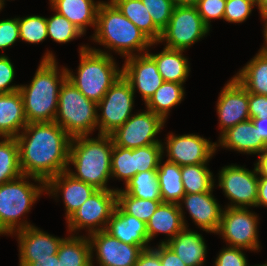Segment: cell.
Returning <instances> with one entry per match:
<instances>
[{"instance_id":"cell-1","label":"cell","mask_w":267,"mask_h":266,"mask_svg":"<svg viewBox=\"0 0 267 266\" xmlns=\"http://www.w3.org/2000/svg\"><path fill=\"white\" fill-rule=\"evenodd\" d=\"M16 139L23 175L47 182L67 171L71 137L55 121L27 123Z\"/></svg>"},{"instance_id":"cell-2","label":"cell","mask_w":267,"mask_h":266,"mask_svg":"<svg viewBox=\"0 0 267 266\" xmlns=\"http://www.w3.org/2000/svg\"><path fill=\"white\" fill-rule=\"evenodd\" d=\"M41 60L30 85L19 88L27 123L55 120L60 88L67 79V68L60 74L52 53L47 52Z\"/></svg>"},{"instance_id":"cell-3","label":"cell","mask_w":267,"mask_h":266,"mask_svg":"<svg viewBox=\"0 0 267 266\" xmlns=\"http://www.w3.org/2000/svg\"><path fill=\"white\" fill-rule=\"evenodd\" d=\"M78 136L71 138L68 163L76 172L67 171L75 179L94 186L97 190H113L106 185L111 177V154L113 139L110 135L98 134V138Z\"/></svg>"},{"instance_id":"cell-4","label":"cell","mask_w":267,"mask_h":266,"mask_svg":"<svg viewBox=\"0 0 267 266\" xmlns=\"http://www.w3.org/2000/svg\"><path fill=\"white\" fill-rule=\"evenodd\" d=\"M93 40L106 48L124 57L133 56V51H147V47L153 46L152 42L129 19H127L117 7L109 1L101 2L96 19V27Z\"/></svg>"},{"instance_id":"cell-5","label":"cell","mask_w":267,"mask_h":266,"mask_svg":"<svg viewBox=\"0 0 267 266\" xmlns=\"http://www.w3.org/2000/svg\"><path fill=\"white\" fill-rule=\"evenodd\" d=\"M80 64L77 76L66 70L67 79L82 92L86 98L100 102L111 86L122 75L110 54L99 49L81 46Z\"/></svg>"},{"instance_id":"cell-6","label":"cell","mask_w":267,"mask_h":266,"mask_svg":"<svg viewBox=\"0 0 267 266\" xmlns=\"http://www.w3.org/2000/svg\"><path fill=\"white\" fill-rule=\"evenodd\" d=\"M28 177L35 180V182H39L40 186L30 184L29 181H26ZM45 190L46 182L27 175H22L18 179L1 184L0 234H13L23 228L32 226L27 221L22 222L19 219L24 213L30 211L32 204L35 203Z\"/></svg>"},{"instance_id":"cell-7","label":"cell","mask_w":267,"mask_h":266,"mask_svg":"<svg viewBox=\"0 0 267 266\" xmlns=\"http://www.w3.org/2000/svg\"><path fill=\"white\" fill-rule=\"evenodd\" d=\"M97 103L85 97L76 86L66 79L59 92L55 122L71 137L87 136L97 122Z\"/></svg>"},{"instance_id":"cell-8","label":"cell","mask_w":267,"mask_h":266,"mask_svg":"<svg viewBox=\"0 0 267 266\" xmlns=\"http://www.w3.org/2000/svg\"><path fill=\"white\" fill-rule=\"evenodd\" d=\"M209 28L204 24L196 6H175L158 42L166 41L167 48L182 50L203 38Z\"/></svg>"},{"instance_id":"cell-9","label":"cell","mask_w":267,"mask_h":266,"mask_svg":"<svg viewBox=\"0 0 267 266\" xmlns=\"http://www.w3.org/2000/svg\"><path fill=\"white\" fill-rule=\"evenodd\" d=\"M134 94L130 83L121 75L97 103L102 111L97 115L99 134L110 135L133 115Z\"/></svg>"},{"instance_id":"cell-10","label":"cell","mask_w":267,"mask_h":266,"mask_svg":"<svg viewBox=\"0 0 267 266\" xmlns=\"http://www.w3.org/2000/svg\"><path fill=\"white\" fill-rule=\"evenodd\" d=\"M257 215L248 208L227 207L222 211L217 234L229 243L230 247L258 250Z\"/></svg>"},{"instance_id":"cell-11","label":"cell","mask_w":267,"mask_h":266,"mask_svg":"<svg viewBox=\"0 0 267 266\" xmlns=\"http://www.w3.org/2000/svg\"><path fill=\"white\" fill-rule=\"evenodd\" d=\"M116 204V189L96 190L67 220L69 232L86 227L90 235L105 230Z\"/></svg>"},{"instance_id":"cell-12","label":"cell","mask_w":267,"mask_h":266,"mask_svg":"<svg viewBox=\"0 0 267 266\" xmlns=\"http://www.w3.org/2000/svg\"><path fill=\"white\" fill-rule=\"evenodd\" d=\"M164 121L151 110L132 115L122 126L110 134L115 146L139 148L151 144H162L155 136L163 128Z\"/></svg>"},{"instance_id":"cell-13","label":"cell","mask_w":267,"mask_h":266,"mask_svg":"<svg viewBox=\"0 0 267 266\" xmlns=\"http://www.w3.org/2000/svg\"><path fill=\"white\" fill-rule=\"evenodd\" d=\"M219 187L233 203L228 207H256L258 197V174L236 165L225 166L219 171Z\"/></svg>"},{"instance_id":"cell-14","label":"cell","mask_w":267,"mask_h":266,"mask_svg":"<svg viewBox=\"0 0 267 266\" xmlns=\"http://www.w3.org/2000/svg\"><path fill=\"white\" fill-rule=\"evenodd\" d=\"M88 239L91 254L94 249L96 250L99 266H135L139 255L144 250L140 245L119 241L105 230L90 234Z\"/></svg>"},{"instance_id":"cell-15","label":"cell","mask_w":267,"mask_h":266,"mask_svg":"<svg viewBox=\"0 0 267 266\" xmlns=\"http://www.w3.org/2000/svg\"><path fill=\"white\" fill-rule=\"evenodd\" d=\"M167 139V160L179 166L206 164L216 151L217 143L196 134H170Z\"/></svg>"},{"instance_id":"cell-16","label":"cell","mask_w":267,"mask_h":266,"mask_svg":"<svg viewBox=\"0 0 267 266\" xmlns=\"http://www.w3.org/2000/svg\"><path fill=\"white\" fill-rule=\"evenodd\" d=\"M122 75L130 83L134 93L136 88L139 90L145 103L164 83L155 61L146 52L127 57L122 66Z\"/></svg>"},{"instance_id":"cell-17","label":"cell","mask_w":267,"mask_h":266,"mask_svg":"<svg viewBox=\"0 0 267 266\" xmlns=\"http://www.w3.org/2000/svg\"><path fill=\"white\" fill-rule=\"evenodd\" d=\"M216 106L221 134L250 119L248 92L235 77L221 91Z\"/></svg>"},{"instance_id":"cell-18","label":"cell","mask_w":267,"mask_h":266,"mask_svg":"<svg viewBox=\"0 0 267 266\" xmlns=\"http://www.w3.org/2000/svg\"><path fill=\"white\" fill-rule=\"evenodd\" d=\"M16 232L20 248L19 266H28L38 259L50 258V256L57 254L64 239L44 233L33 225Z\"/></svg>"},{"instance_id":"cell-19","label":"cell","mask_w":267,"mask_h":266,"mask_svg":"<svg viewBox=\"0 0 267 266\" xmlns=\"http://www.w3.org/2000/svg\"><path fill=\"white\" fill-rule=\"evenodd\" d=\"M96 190L94 186L75 179L68 171L61 172L46 182V192L48 191L49 194L55 195L58 192H62L66 208V220H68Z\"/></svg>"},{"instance_id":"cell-20","label":"cell","mask_w":267,"mask_h":266,"mask_svg":"<svg viewBox=\"0 0 267 266\" xmlns=\"http://www.w3.org/2000/svg\"><path fill=\"white\" fill-rule=\"evenodd\" d=\"M181 201L185 203L196 225L208 233L217 232L223 210L212 196V189L203 193L185 194Z\"/></svg>"},{"instance_id":"cell-21","label":"cell","mask_w":267,"mask_h":266,"mask_svg":"<svg viewBox=\"0 0 267 266\" xmlns=\"http://www.w3.org/2000/svg\"><path fill=\"white\" fill-rule=\"evenodd\" d=\"M105 231L121 242L130 245H140L144 249L150 248V246L148 247L146 223L126 214L117 204L108 220Z\"/></svg>"},{"instance_id":"cell-22","label":"cell","mask_w":267,"mask_h":266,"mask_svg":"<svg viewBox=\"0 0 267 266\" xmlns=\"http://www.w3.org/2000/svg\"><path fill=\"white\" fill-rule=\"evenodd\" d=\"M182 208L181 204L161 203L146 223L148 242H150L157 233H164L171 236L168 240L161 242V244H166L169 240H172L176 234L181 232L187 225L184 220Z\"/></svg>"},{"instance_id":"cell-23","label":"cell","mask_w":267,"mask_h":266,"mask_svg":"<svg viewBox=\"0 0 267 266\" xmlns=\"http://www.w3.org/2000/svg\"><path fill=\"white\" fill-rule=\"evenodd\" d=\"M219 145L247 154H259L267 143L258 138L257 128L252 119L238 123L220 134Z\"/></svg>"},{"instance_id":"cell-24","label":"cell","mask_w":267,"mask_h":266,"mask_svg":"<svg viewBox=\"0 0 267 266\" xmlns=\"http://www.w3.org/2000/svg\"><path fill=\"white\" fill-rule=\"evenodd\" d=\"M27 125L20 91L0 93V136L17 137Z\"/></svg>"},{"instance_id":"cell-25","label":"cell","mask_w":267,"mask_h":266,"mask_svg":"<svg viewBox=\"0 0 267 266\" xmlns=\"http://www.w3.org/2000/svg\"><path fill=\"white\" fill-rule=\"evenodd\" d=\"M51 7L83 33L87 26L96 27L97 11L101 2L93 0H49Z\"/></svg>"},{"instance_id":"cell-26","label":"cell","mask_w":267,"mask_h":266,"mask_svg":"<svg viewBox=\"0 0 267 266\" xmlns=\"http://www.w3.org/2000/svg\"><path fill=\"white\" fill-rule=\"evenodd\" d=\"M166 245L186 264V266H202L205 263L207 246L201 234L189 231L187 226Z\"/></svg>"},{"instance_id":"cell-27","label":"cell","mask_w":267,"mask_h":266,"mask_svg":"<svg viewBox=\"0 0 267 266\" xmlns=\"http://www.w3.org/2000/svg\"><path fill=\"white\" fill-rule=\"evenodd\" d=\"M182 50L165 47L158 54H147L155 61L157 69L166 82L183 84L189 76L188 60L182 55Z\"/></svg>"},{"instance_id":"cell-28","label":"cell","mask_w":267,"mask_h":266,"mask_svg":"<svg viewBox=\"0 0 267 266\" xmlns=\"http://www.w3.org/2000/svg\"><path fill=\"white\" fill-rule=\"evenodd\" d=\"M234 77L247 92L267 96V52L260 50Z\"/></svg>"},{"instance_id":"cell-29","label":"cell","mask_w":267,"mask_h":266,"mask_svg":"<svg viewBox=\"0 0 267 266\" xmlns=\"http://www.w3.org/2000/svg\"><path fill=\"white\" fill-rule=\"evenodd\" d=\"M152 42L158 43L162 31L154 24L141 0H110Z\"/></svg>"},{"instance_id":"cell-30","label":"cell","mask_w":267,"mask_h":266,"mask_svg":"<svg viewBox=\"0 0 267 266\" xmlns=\"http://www.w3.org/2000/svg\"><path fill=\"white\" fill-rule=\"evenodd\" d=\"M161 160L162 158L159 161L157 175L162 203L182 205L180 201L185 195V190L181 178V166L168 160L161 165Z\"/></svg>"},{"instance_id":"cell-31","label":"cell","mask_w":267,"mask_h":266,"mask_svg":"<svg viewBox=\"0 0 267 266\" xmlns=\"http://www.w3.org/2000/svg\"><path fill=\"white\" fill-rule=\"evenodd\" d=\"M57 257L59 266H94L88 237L70 236L59 246Z\"/></svg>"},{"instance_id":"cell-32","label":"cell","mask_w":267,"mask_h":266,"mask_svg":"<svg viewBox=\"0 0 267 266\" xmlns=\"http://www.w3.org/2000/svg\"><path fill=\"white\" fill-rule=\"evenodd\" d=\"M182 85L181 83L164 81L145 103L147 109L165 121L170 109L181 103L184 97L185 92Z\"/></svg>"},{"instance_id":"cell-33","label":"cell","mask_w":267,"mask_h":266,"mask_svg":"<svg viewBox=\"0 0 267 266\" xmlns=\"http://www.w3.org/2000/svg\"><path fill=\"white\" fill-rule=\"evenodd\" d=\"M22 175L17 139L4 137V140L0 141V185Z\"/></svg>"},{"instance_id":"cell-34","label":"cell","mask_w":267,"mask_h":266,"mask_svg":"<svg viewBox=\"0 0 267 266\" xmlns=\"http://www.w3.org/2000/svg\"><path fill=\"white\" fill-rule=\"evenodd\" d=\"M122 190L130 196L149 200H162L158 182L157 170H149L137 173L125 185Z\"/></svg>"},{"instance_id":"cell-35","label":"cell","mask_w":267,"mask_h":266,"mask_svg":"<svg viewBox=\"0 0 267 266\" xmlns=\"http://www.w3.org/2000/svg\"><path fill=\"white\" fill-rule=\"evenodd\" d=\"M207 164L181 166L185 194L208 192L214 188L213 173Z\"/></svg>"},{"instance_id":"cell-36","label":"cell","mask_w":267,"mask_h":266,"mask_svg":"<svg viewBox=\"0 0 267 266\" xmlns=\"http://www.w3.org/2000/svg\"><path fill=\"white\" fill-rule=\"evenodd\" d=\"M162 200L141 199L117 190V205L126 213L147 223Z\"/></svg>"},{"instance_id":"cell-37","label":"cell","mask_w":267,"mask_h":266,"mask_svg":"<svg viewBox=\"0 0 267 266\" xmlns=\"http://www.w3.org/2000/svg\"><path fill=\"white\" fill-rule=\"evenodd\" d=\"M135 176V148L113 146L111 154V177L123 179L126 183Z\"/></svg>"},{"instance_id":"cell-38","label":"cell","mask_w":267,"mask_h":266,"mask_svg":"<svg viewBox=\"0 0 267 266\" xmlns=\"http://www.w3.org/2000/svg\"><path fill=\"white\" fill-rule=\"evenodd\" d=\"M48 36L57 43H67L84 33L64 16L57 12L50 18H46Z\"/></svg>"},{"instance_id":"cell-39","label":"cell","mask_w":267,"mask_h":266,"mask_svg":"<svg viewBox=\"0 0 267 266\" xmlns=\"http://www.w3.org/2000/svg\"><path fill=\"white\" fill-rule=\"evenodd\" d=\"M20 39L32 44H38L48 37L45 17L28 16L18 18Z\"/></svg>"},{"instance_id":"cell-40","label":"cell","mask_w":267,"mask_h":266,"mask_svg":"<svg viewBox=\"0 0 267 266\" xmlns=\"http://www.w3.org/2000/svg\"><path fill=\"white\" fill-rule=\"evenodd\" d=\"M164 149L162 144L135 148V175L149 170H157Z\"/></svg>"},{"instance_id":"cell-41","label":"cell","mask_w":267,"mask_h":266,"mask_svg":"<svg viewBox=\"0 0 267 266\" xmlns=\"http://www.w3.org/2000/svg\"><path fill=\"white\" fill-rule=\"evenodd\" d=\"M152 17L154 24L162 31L172 16L175 7L172 0H141Z\"/></svg>"},{"instance_id":"cell-42","label":"cell","mask_w":267,"mask_h":266,"mask_svg":"<svg viewBox=\"0 0 267 266\" xmlns=\"http://www.w3.org/2000/svg\"><path fill=\"white\" fill-rule=\"evenodd\" d=\"M257 5L253 0H227L223 19L232 23L244 22L252 8Z\"/></svg>"},{"instance_id":"cell-43","label":"cell","mask_w":267,"mask_h":266,"mask_svg":"<svg viewBox=\"0 0 267 266\" xmlns=\"http://www.w3.org/2000/svg\"><path fill=\"white\" fill-rule=\"evenodd\" d=\"M227 0H199L196 7L204 24L210 29L211 19H223Z\"/></svg>"},{"instance_id":"cell-44","label":"cell","mask_w":267,"mask_h":266,"mask_svg":"<svg viewBox=\"0 0 267 266\" xmlns=\"http://www.w3.org/2000/svg\"><path fill=\"white\" fill-rule=\"evenodd\" d=\"M243 248L227 247L221 250L215 260V266H249Z\"/></svg>"},{"instance_id":"cell-45","label":"cell","mask_w":267,"mask_h":266,"mask_svg":"<svg viewBox=\"0 0 267 266\" xmlns=\"http://www.w3.org/2000/svg\"><path fill=\"white\" fill-rule=\"evenodd\" d=\"M18 39H20L18 18L0 21V49H7Z\"/></svg>"},{"instance_id":"cell-46","label":"cell","mask_w":267,"mask_h":266,"mask_svg":"<svg viewBox=\"0 0 267 266\" xmlns=\"http://www.w3.org/2000/svg\"><path fill=\"white\" fill-rule=\"evenodd\" d=\"M15 76L14 66L5 55H0V93H12L18 91L21 85L9 86Z\"/></svg>"},{"instance_id":"cell-47","label":"cell","mask_w":267,"mask_h":266,"mask_svg":"<svg viewBox=\"0 0 267 266\" xmlns=\"http://www.w3.org/2000/svg\"><path fill=\"white\" fill-rule=\"evenodd\" d=\"M248 106L250 119L267 118V96L248 92Z\"/></svg>"},{"instance_id":"cell-48","label":"cell","mask_w":267,"mask_h":266,"mask_svg":"<svg viewBox=\"0 0 267 266\" xmlns=\"http://www.w3.org/2000/svg\"><path fill=\"white\" fill-rule=\"evenodd\" d=\"M155 251L159 255L162 266H186V264L166 244H159L158 249L155 248Z\"/></svg>"},{"instance_id":"cell-49","label":"cell","mask_w":267,"mask_h":266,"mask_svg":"<svg viewBox=\"0 0 267 266\" xmlns=\"http://www.w3.org/2000/svg\"><path fill=\"white\" fill-rule=\"evenodd\" d=\"M135 266H162L158 253L153 248L144 249Z\"/></svg>"},{"instance_id":"cell-50","label":"cell","mask_w":267,"mask_h":266,"mask_svg":"<svg viewBox=\"0 0 267 266\" xmlns=\"http://www.w3.org/2000/svg\"><path fill=\"white\" fill-rule=\"evenodd\" d=\"M267 206V177H258V197L257 206Z\"/></svg>"},{"instance_id":"cell-51","label":"cell","mask_w":267,"mask_h":266,"mask_svg":"<svg viewBox=\"0 0 267 266\" xmlns=\"http://www.w3.org/2000/svg\"><path fill=\"white\" fill-rule=\"evenodd\" d=\"M255 165L257 174L267 177V147L259 153L258 162Z\"/></svg>"},{"instance_id":"cell-52","label":"cell","mask_w":267,"mask_h":266,"mask_svg":"<svg viewBox=\"0 0 267 266\" xmlns=\"http://www.w3.org/2000/svg\"><path fill=\"white\" fill-rule=\"evenodd\" d=\"M252 121L257 128L258 138H262L267 143V118L252 119Z\"/></svg>"},{"instance_id":"cell-53","label":"cell","mask_w":267,"mask_h":266,"mask_svg":"<svg viewBox=\"0 0 267 266\" xmlns=\"http://www.w3.org/2000/svg\"><path fill=\"white\" fill-rule=\"evenodd\" d=\"M28 266H59V259L57 254L50 256V258L38 259L36 262L30 263Z\"/></svg>"},{"instance_id":"cell-54","label":"cell","mask_w":267,"mask_h":266,"mask_svg":"<svg viewBox=\"0 0 267 266\" xmlns=\"http://www.w3.org/2000/svg\"><path fill=\"white\" fill-rule=\"evenodd\" d=\"M175 6H196L199 0H172Z\"/></svg>"},{"instance_id":"cell-55","label":"cell","mask_w":267,"mask_h":266,"mask_svg":"<svg viewBox=\"0 0 267 266\" xmlns=\"http://www.w3.org/2000/svg\"><path fill=\"white\" fill-rule=\"evenodd\" d=\"M257 7L262 17L267 15V0H259Z\"/></svg>"},{"instance_id":"cell-56","label":"cell","mask_w":267,"mask_h":266,"mask_svg":"<svg viewBox=\"0 0 267 266\" xmlns=\"http://www.w3.org/2000/svg\"><path fill=\"white\" fill-rule=\"evenodd\" d=\"M263 21L265 22V28H264V39L266 42V46L261 48V51H266L267 52V15L262 17Z\"/></svg>"},{"instance_id":"cell-57","label":"cell","mask_w":267,"mask_h":266,"mask_svg":"<svg viewBox=\"0 0 267 266\" xmlns=\"http://www.w3.org/2000/svg\"><path fill=\"white\" fill-rule=\"evenodd\" d=\"M4 1H5V0H0V3L2 4V6L4 5Z\"/></svg>"},{"instance_id":"cell-58","label":"cell","mask_w":267,"mask_h":266,"mask_svg":"<svg viewBox=\"0 0 267 266\" xmlns=\"http://www.w3.org/2000/svg\"><path fill=\"white\" fill-rule=\"evenodd\" d=\"M257 266H267V263H265V264H262V265H257Z\"/></svg>"}]
</instances>
